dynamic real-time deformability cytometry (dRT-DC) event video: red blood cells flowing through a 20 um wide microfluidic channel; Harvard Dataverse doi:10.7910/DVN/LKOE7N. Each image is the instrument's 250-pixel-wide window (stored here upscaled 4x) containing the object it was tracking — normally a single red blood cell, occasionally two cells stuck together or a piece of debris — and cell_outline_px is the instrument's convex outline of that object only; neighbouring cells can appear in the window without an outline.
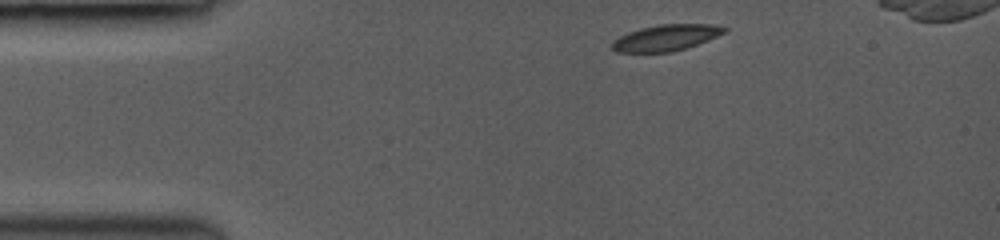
{"species": "common noctule bat (a hibernating species)", "species_latin": "Nyctalus noctula", "temperature_condition": "room temperature", "stored_images_in_passage": 18, "camera_frame_rate_fps": 3000, "um_per_image_px": 0.085, "animal": {"sex": "female", "body_mass_g": 19.0, "forearm_length_mm": 53.3}, "frame": {"image": 1, "passage_image": 1, "time_ms": 0.0, "image_size_px": [1000, 240], "cell_outline_px": [[728, 28], [724, 32], [708, 40], [672, 52], [616, 52], [612, 48], [612, 44], [620, 36], [628, 32], [640, 28], [660, 24], [712, 24]], "centroid_in_image_um": [56.6, 3.2], "position_along_channel_um": 28.4, "area_um2": 16.82}}
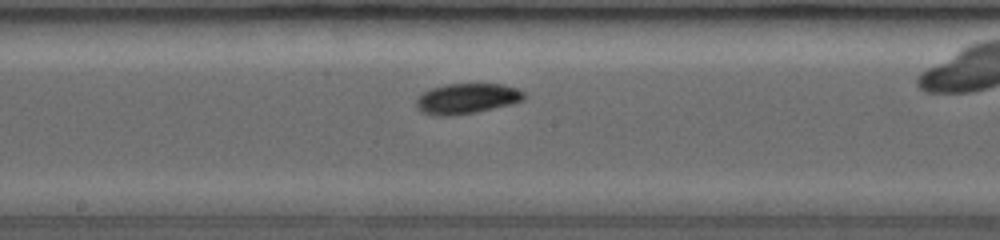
{"frame": {"image": 2, "passage_image": 16, "time_ms": 5.667, "image_size_px": [1000, 240], "cell_outline_px": [[528, 96], [524, 100], [512, 104], [476, 112], [452, 116], [432, 116], [416, 108], [416, 100], [424, 92], [432, 88], [444, 84], [504, 84], [516, 88], [524, 92]], "centroid_in_image_um": [39.71, 8.38], "position_along_channel_um": 208.5, "area_um2": 19.25}}